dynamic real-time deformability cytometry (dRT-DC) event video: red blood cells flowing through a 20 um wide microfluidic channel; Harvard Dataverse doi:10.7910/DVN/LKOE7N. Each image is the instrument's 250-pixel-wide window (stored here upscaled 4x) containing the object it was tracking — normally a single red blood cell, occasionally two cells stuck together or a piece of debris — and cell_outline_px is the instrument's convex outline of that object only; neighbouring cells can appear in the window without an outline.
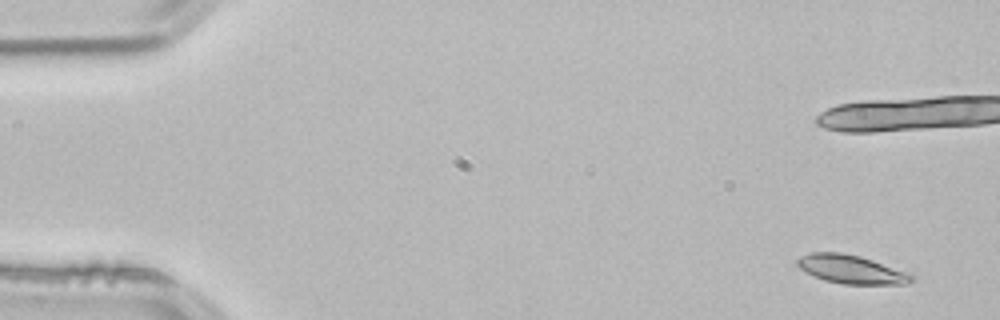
{"species": "common noctule bat (a hibernating species)", "species_latin": "Nyctalus noctula", "temperature_condition": "room temperature", "stored_images_in_passage": 4, "camera_frame_rate_fps": 3000, "um_per_image_px": 0.085, "animal": {"sex": "male", "body_mass_g": 21.5, "forearm_length_mm": 52.0}, "frame": {"image": 1, "passage_image": 1, "time_ms": 0.0, "image_size_px": [1000, 320], "cell_outline_px": [[916, 280], [908, 284], [844, 284], [824, 280], [804, 272], [796, 264], [796, 260], [800, 256], [812, 252], [840, 252], [860, 256], [912, 272], [916, 276]], "centroid_in_image_um": [72.43, 22.9], "position_along_channel_um": 12.6, "area_um2": 19.48}}